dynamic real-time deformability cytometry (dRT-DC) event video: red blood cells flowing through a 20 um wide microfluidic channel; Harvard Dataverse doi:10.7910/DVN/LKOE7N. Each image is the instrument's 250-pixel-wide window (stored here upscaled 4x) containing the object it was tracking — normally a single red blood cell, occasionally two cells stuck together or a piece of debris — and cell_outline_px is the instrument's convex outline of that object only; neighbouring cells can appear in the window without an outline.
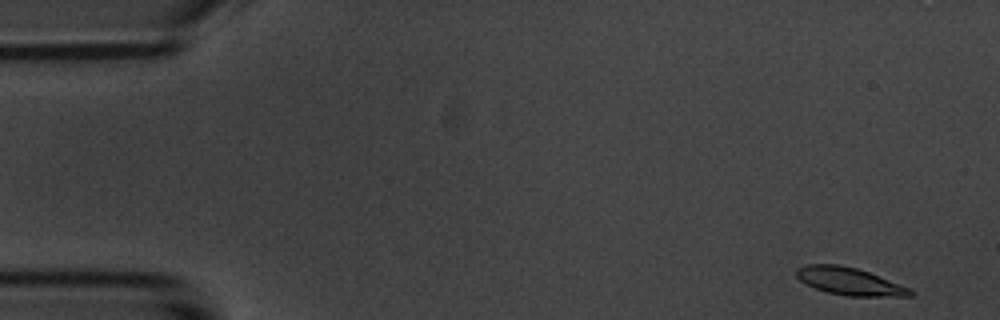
{"species": "common noctule bat (a hibernating species)", "species_latin": "Nyctalus noctula", "temperature_condition": "room temperature", "stored_images_in_passage": 6, "camera_frame_rate_fps": 3000, "um_per_image_px": 0.085, "animal": {"sex": "male", "body_mass_g": 20.1, "forearm_length_mm": 53.5}, "frame": {"image": 1, "passage_image": 1, "time_ms": 0.0, "image_size_px": [1000, 320], "cell_outline_px": [[916, 292], [912, 296], [848, 296], [828, 292], [816, 288], [800, 280], [796, 276], [796, 268], [808, 264], [840, 264], [856, 268], [868, 272], [912, 288]], "centroid_in_image_um": [72.25, 23.91], "position_along_channel_um": 12.7, "area_um2": 18.21}}
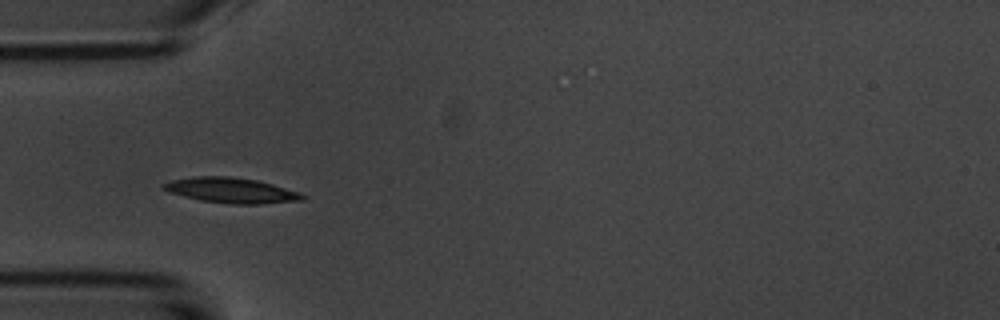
{"frame": {"image": 2, "passage_image": 5, "time_ms": 4.667, "image_size_px": [1000, 320], "cell_outline_px": [[308, 196], [304, 200], [260, 204], [228, 204], [200, 200], [168, 192], [160, 188], [160, 184], [172, 180], [192, 176], [228, 176], [256, 180], [272, 184], [300, 192]], "centroid_in_image_um": [19.64, 16.18], "position_along_channel_um": 65.4, "area_um2": 20.69}}